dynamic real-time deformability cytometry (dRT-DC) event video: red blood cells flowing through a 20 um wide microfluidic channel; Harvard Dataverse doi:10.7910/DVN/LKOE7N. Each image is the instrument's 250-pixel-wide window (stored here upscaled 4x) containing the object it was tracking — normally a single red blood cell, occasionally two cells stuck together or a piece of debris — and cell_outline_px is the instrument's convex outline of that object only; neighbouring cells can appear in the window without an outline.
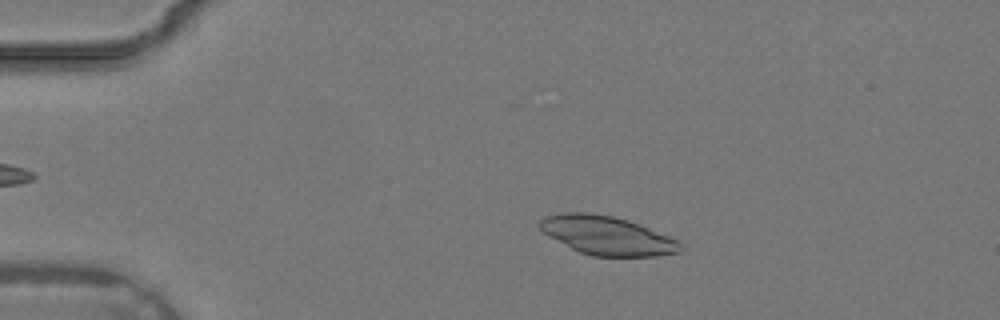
{"species": "common noctule bat (a hibernating species)", "species_latin": "Nyctalus noctula", "temperature_condition": "warm", "stored_images_in_passage": 22, "camera_frame_rate_fps": 3000, "um_per_image_px": 0.085, "animal": {"sex": "male", "body_mass_g": 19.2, "forearm_length_mm": 51.8}, "frame": {"image": 1, "passage_image": 7, "time_ms": 2.0, "image_size_px": [1000, 320], "cell_outline_px": [[684, 248], [680, 252], [656, 256], [592, 256], [580, 252], [548, 236], [536, 224], [544, 216], [564, 212], [588, 212], [612, 216], [628, 220], [640, 224], [680, 240], [684, 244]], "centroid_in_image_um": [51.63, 20.01], "position_along_channel_um": 33.4, "area_um2": 32.02}}